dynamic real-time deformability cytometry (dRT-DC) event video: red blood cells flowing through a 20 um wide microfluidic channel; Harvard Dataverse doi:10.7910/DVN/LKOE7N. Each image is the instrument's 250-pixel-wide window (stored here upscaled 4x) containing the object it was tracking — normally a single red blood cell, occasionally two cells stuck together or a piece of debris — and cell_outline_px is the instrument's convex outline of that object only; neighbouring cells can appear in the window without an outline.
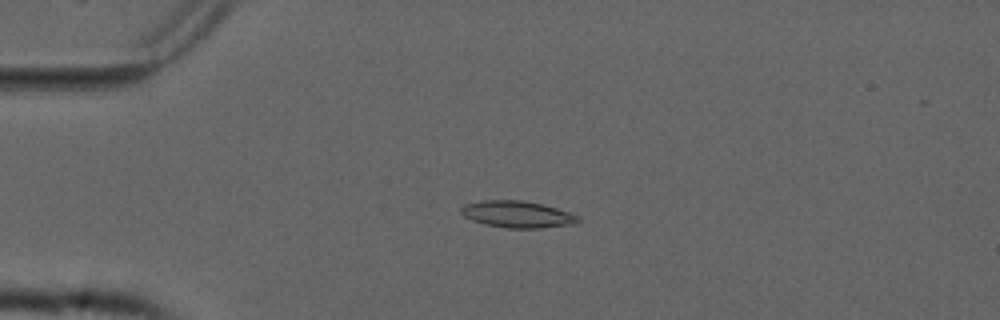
{"species": "common noctule bat (a hibernating species)", "species_latin": "Nyctalus noctula", "temperature_condition": "cold", "stored_images_in_passage": 53, "camera_frame_rate_fps": 3000, "um_per_image_px": 0.085, "animal": {"sex": "male", "forearm_length_mm": 52.5}, "frame": {"image": 1, "passage_image": 12, "time_ms": 3.667, "image_size_px": [1000, 320], "cell_outline_px": [[580, 220], [572, 224], [540, 228], [508, 228], [484, 224], [472, 220], [464, 216], [460, 212], [460, 208], [464, 204], [480, 200], [520, 200], [540, 204], [556, 208], [580, 216]], "centroid_in_image_um": [43.93, 18.21], "position_along_channel_um": 41.1, "area_um2": 18.15}}
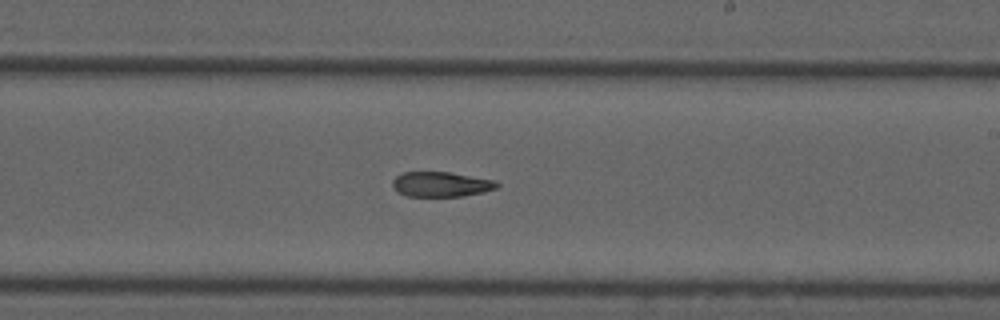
{"frame": {"image": 2, "passage_image": 31, "time_ms": 10.0, "image_size_px": [1000, 320], "cell_outline_px": [[500, 184], [496, 188], [484, 192], [464, 196], [408, 196], [396, 192], [392, 184], [392, 180], [396, 176], [404, 172], [448, 172], [496, 180]], "centroid_in_image_um": [37.49, 15.66], "position_along_channel_um": 251.5, "area_um2": 15.26}}
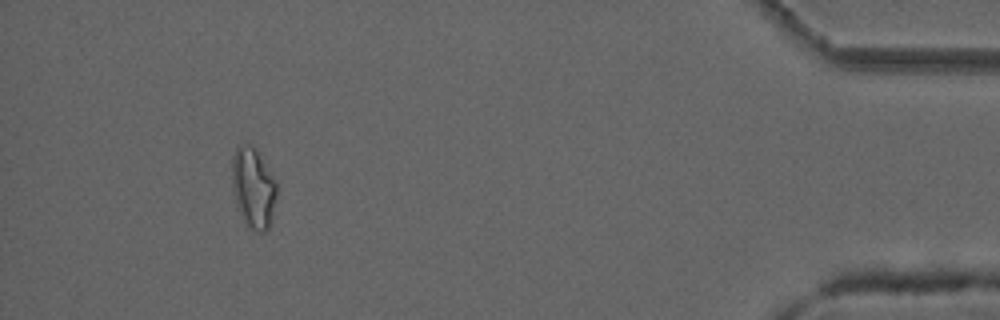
{"frame": {"image": 3, "passage_image": 49, "time_ms": 16.0, "image_size_px": [1000, 320], "cell_outline_px": [[276, 196], [268, 228], [264, 232], [256, 232], [248, 228], [244, 224], [232, 192], [232, 156], [236, 148], [240, 144], [252, 144], [264, 156], [276, 176]], "centroid_in_image_um": [21.53, 15.9], "position_along_channel_um": 413.7, "area_um2": 21.68}}